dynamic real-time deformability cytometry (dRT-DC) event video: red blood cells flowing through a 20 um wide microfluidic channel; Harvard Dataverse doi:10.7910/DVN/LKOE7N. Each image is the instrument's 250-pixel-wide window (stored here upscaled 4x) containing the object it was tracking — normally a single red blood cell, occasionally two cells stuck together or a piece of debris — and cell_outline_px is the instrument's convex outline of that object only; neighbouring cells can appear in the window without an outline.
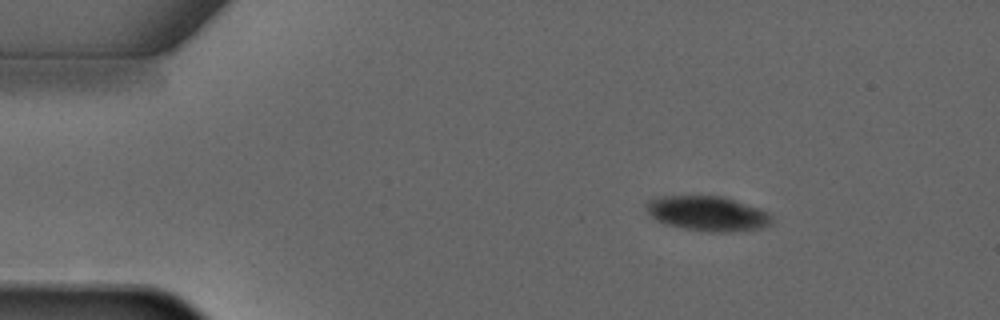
{"species": "common noctule bat (a hibernating species)", "species_latin": "Nyctalus noctula", "temperature_condition": "warm", "stored_images_in_passage": 4, "camera_frame_rate_fps": 3000, "um_per_image_px": 0.085, "animal": {"sex": "male", "forearm_length_mm": 52.5}, "frame": {"image": 1, "passage_image": 1, "time_ms": 0.0, "image_size_px": [1000, 320], "cell_outline_px": [[772, 224], [760, 228], [728, 232], [708, 232], [684, 228], [668, 224], [656, 220], [648, 212], [644, 204], [648, 200], [664, 196], [724, 196], [760, 208], [768, 212], [772, 216]], "centroid_in_image_um": [60.17, 18.14], "position_along_channel_um": 24.8, "area_um2": 25.49}}
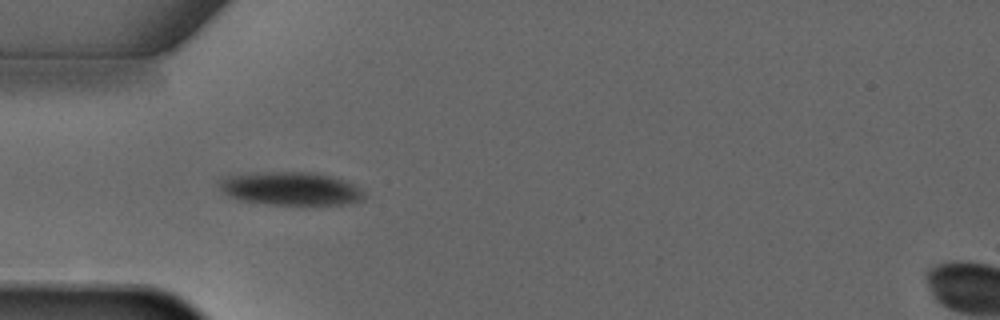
{"frame": {"image": 2, "passage_image": 3, "time_ms": 2.333, "image_size_px": [1000, 320], "cell_outline_px": [[364, 196], [360, 200], [340, 204], [268, 204], [240, 200], [228, 196], [220, 188], [220, 180], [224, 176], [256, 172], [308, 172], [332, 176], [344, 180], [360, 188], [364, 192]], "centroid_in_image_um": [24.66, 16.02], "position_along_channel_um": 60.3, "area_um2": 27.8}}